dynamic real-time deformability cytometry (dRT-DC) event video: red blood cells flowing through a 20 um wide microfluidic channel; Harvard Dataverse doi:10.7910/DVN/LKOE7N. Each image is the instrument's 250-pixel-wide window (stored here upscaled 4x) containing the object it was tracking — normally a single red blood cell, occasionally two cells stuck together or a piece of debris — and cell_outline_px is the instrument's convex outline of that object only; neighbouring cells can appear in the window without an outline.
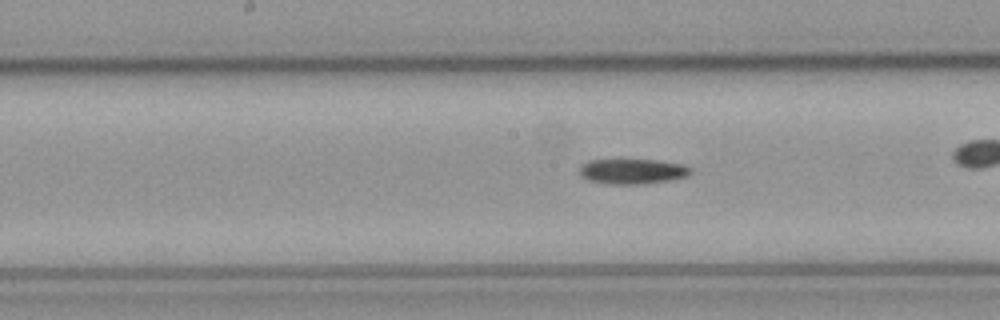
{"species": "common noctule bat (a hibernating species)", "species_latin": "Nyctalus noctula", "temperature_condition": "cold", "stored_images_in_passage": 40, "camera_frame_rate_fps": 3000, "um_per_image_px": 0.085, "animal": {"sex": "male", "body_mass_g": 23.1, "forearm_length_mm": 52.7}, "frame": {"image": 1, "passage_image": 23, "time_ms": 7.333, "image_size_px": [1000, 320], "cell_outline_px": [[692, 172], [688, 176], [672, 180], [644, 184], [608, 184], [588, 180], [580, 176], [580, 168], [588, 160], [656, 160], [680, 164], [692, 168]], "centroid_in_image_um": [53.78, 14.58], "position_along_channel_um": 194.4, "area_um2": 16.3}, "authors_computed_cell_mechanics": {"area_um2": 16.3863, "velocity_mm_per_s": 3.551, "shape_relaxation_time_tau1_ms": 8.412, "shape_relaxation_time_tau2_ms": null, "deformation_change_tau1": 0.1929, "deformation_change_tau2": null}}